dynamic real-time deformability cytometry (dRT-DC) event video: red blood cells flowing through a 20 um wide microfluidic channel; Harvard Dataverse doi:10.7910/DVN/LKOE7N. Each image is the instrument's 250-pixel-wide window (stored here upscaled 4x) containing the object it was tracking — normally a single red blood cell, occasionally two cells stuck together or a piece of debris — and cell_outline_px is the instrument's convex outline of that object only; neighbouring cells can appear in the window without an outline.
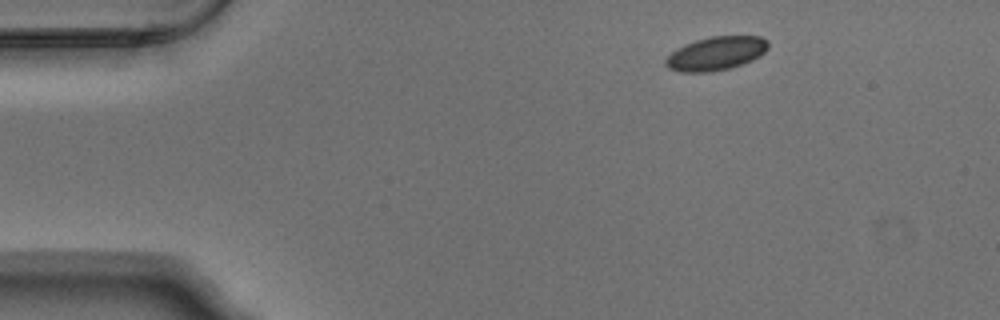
{"species": "Egyptian fruit bat (a non-hibernating species)", "species_latin": "Rousettus aegyptiacus", "temperature_condition": "warm", "stored_images_in_passage": 3, "camera_frame_rate_fps": 3000, "um_per_image_px": 0.085, "animal": {"sex": "male"}, "frame": {"image": 1, "passage_image": 1, "time_ms": 0.0, "image_size_px": [1000, 320], "cell_outline_px": [[768, 48], [764, 52], [752, 60], [728, 68], [712, 72], [680, 72], [668, 68], [664, 64], [664, 60], [676, 48], [684, 44], [696, 40], [712, 36], [760, 36], [768, 40]], "centroid_in_image_um": [60.83, 4.54], "position_along_channel_um": 24.2, "area_um2": 20.06}}
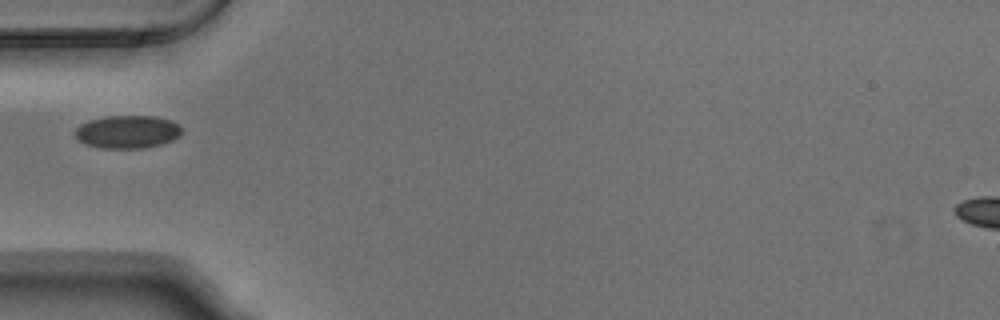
{"frame": {"image": 2, "passage_image": 3, "time_ms": 0.667, "image_size_px": [1000, 320], "cell_outline_px": [[180, 136], [172, 140], [160, 144], [144, 148], [100, 148], [88, 144], [80, 140], [76, 136], [76, 128], [80, 124], [88, 120], [108, 116], [152, 116], [172, 120], [180, 124]], "centroid_in_image_um": [10.85, 11.19], "position_along_channel_um": 74.1, "area_um2": 20.35}}